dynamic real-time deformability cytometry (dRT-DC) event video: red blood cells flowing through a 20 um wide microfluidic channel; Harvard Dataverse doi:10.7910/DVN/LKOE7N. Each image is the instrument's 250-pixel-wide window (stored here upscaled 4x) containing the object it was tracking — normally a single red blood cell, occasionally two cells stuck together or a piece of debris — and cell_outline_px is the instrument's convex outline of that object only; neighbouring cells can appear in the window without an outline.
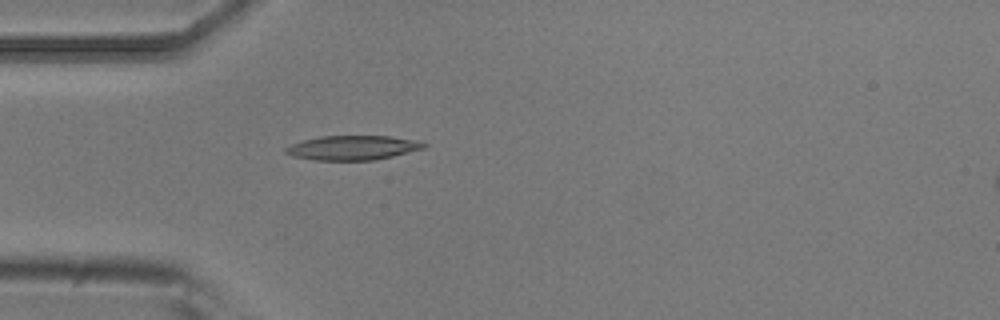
{"species": "common noctule bat (a hibernating species)", "species_latin": "Nyctalus noctula", "temperature_condition": "room temperature", "stored_images_in_passage": 6, "camera_frame_rate_fps": 3000, "um_per_image_px": 0.085, "animal": {"sex": "male", "body_mass_g": 20.5, "forearm_length_mm": 52.5}, "frame": {"image": 1, "passage_image": 1, "time_ms": 0.0, "image_size_px": [1000, 320], "cell_outline_px": [[428, 144], [424, 148], [392, 156], [372, 160], [312, 160], [292, 156], [284, 152], [284, 148], [292, 144], [304, 140], [320, 136], [388, 136], [424, 140]], "centroid_in_image_um": [30.01, 12.55], "position_along_channel_um": 55.0, "area_um2": 19.77}}
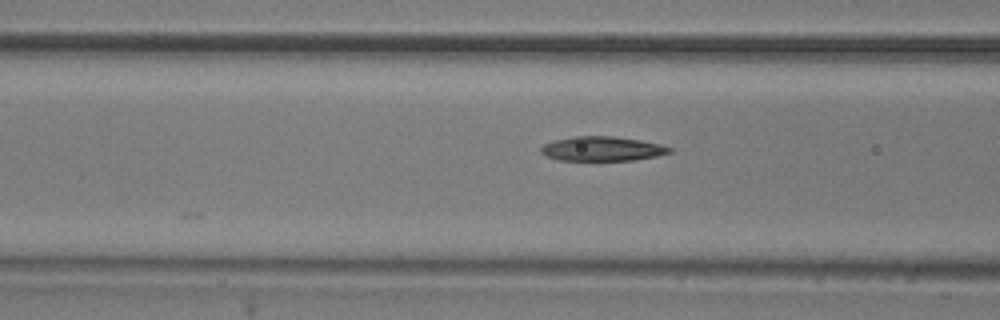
{"frame": {"image": 2, "passage_image": 6, "time_ms": 1.667, "image_size_px": [1000, 320], "cell_outline_px": [[672, 152], [656, 156], [636, 160], [556, 160], [544, 156], [540, 152], [540, 148], [544, 144], [552, 140], [572, 136], [612, 136], [640, 140], [660, 144], [672, 148]], "centroid_in_image_um": [51.14, 12.64], "position_along_channel_um": 115.5, "area_um2": 18.5}}